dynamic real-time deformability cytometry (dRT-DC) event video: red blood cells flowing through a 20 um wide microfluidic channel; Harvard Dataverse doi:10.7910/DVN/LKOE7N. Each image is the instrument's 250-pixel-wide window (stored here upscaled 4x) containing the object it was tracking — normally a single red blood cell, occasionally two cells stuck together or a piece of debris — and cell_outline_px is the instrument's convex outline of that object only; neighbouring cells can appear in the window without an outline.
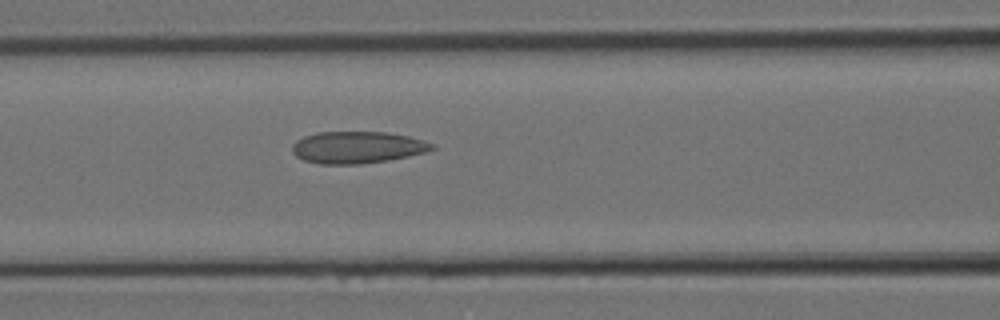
{"species": "Egyptian fruit bat (a non-hibernating species)", "species_latin": "Rousettus aegyptiacus", "temperature_condition": "room temperature", "stored_images_in_passage": 4, "camera_frame_rate_fps": 3000, "um_per_image_px": 0.085, "animal": {"sex": "female"}, "frame": {"image": 1, "passage_image": 4, "time_ms": 1.0, "image_size_px": [1000, 320], "cell_outline_px": [[436, 148], [424, 152], [408, 156], [388, 160], [360, 164], [320, 164], [304, 160], [296, 156], [292, 152], [292, 144], [296, 140], [304, 136], [316, 132], [388, 132], [408, 136], [424, 140], [432, 144]], "centroid_in_image_um": [30.34, 12.52], "position_along_channel_um": 136.3, "area_um2": 26.01}}